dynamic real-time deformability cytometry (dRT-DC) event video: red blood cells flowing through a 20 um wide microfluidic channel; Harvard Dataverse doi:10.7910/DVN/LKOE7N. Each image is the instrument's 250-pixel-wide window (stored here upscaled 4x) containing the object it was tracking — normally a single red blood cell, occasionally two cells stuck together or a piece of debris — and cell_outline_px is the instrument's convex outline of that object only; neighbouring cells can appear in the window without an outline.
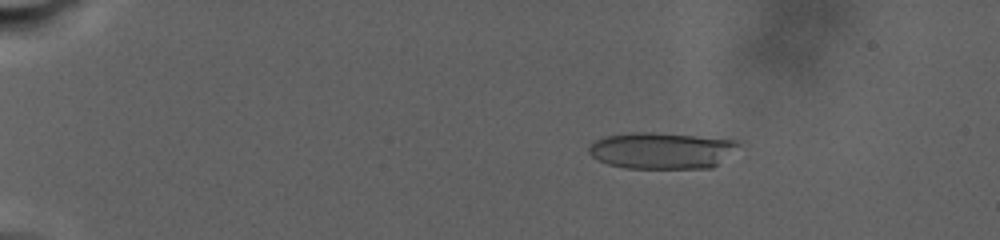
{"species": "human", "species_latin": "Homo sapiens", "temperature_condition": "warm", "stored_images_in_passage": 41, "camera_frame_rate_fps": 3000, "um_per_image_px": 0.085, "donor": {"sex": "male"}, "frame": {"image": 1, "passage_image": 1, "time_ms": 0.0, "image_size_px": [1000, 240], "cell_outline_px": [[740, 144], [712, 168], [624, 168], [608, 164], [592, 156], [588, 152], [588, 148], [596, 140], [604, 136], [632, 132], [652, 132], [736, 140]], "centroid_in_image_um": [56.18, 12.79], "position_along_channel_um": 28.8, "area_um2": 31.39}}
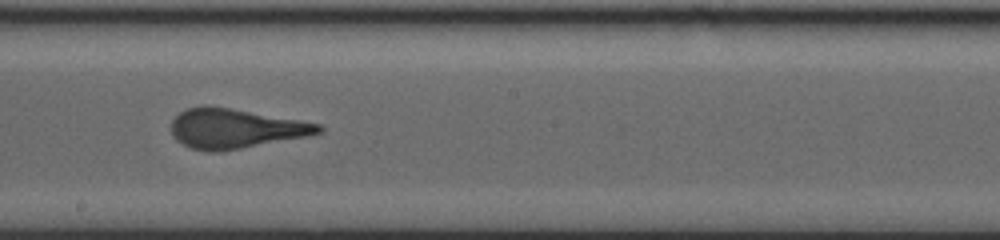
{"frame": {"image": 2, "passage_image": 22, "time_ms": 13.667, "image_size_px": [1000, 240], "cell_outline_px": [[324, 128], [320, 132], [308, 136], [220, 152], [208, 152], [192, 148], [176, 140], [172, 136], [172, 120], [180, 112], [188, 108], [204, 104], [228, 108], [320, 124]], "centroid_in_image_um": [19.95, 10.93], "position_along_channel_um": 228.2, "area_um2": 33.64}}
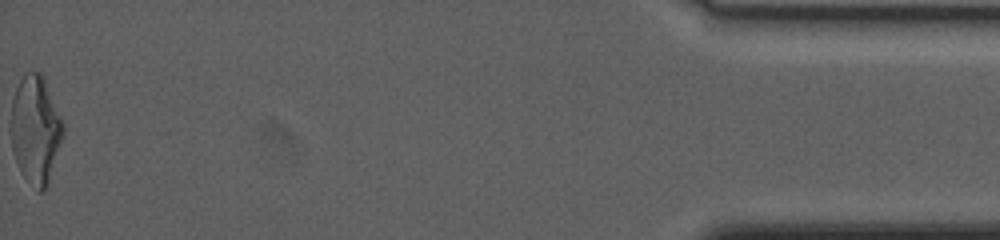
{"frame": {"image": 3, "passage_image": 41, "time_ms": 26.333, "image_size_px": [1000, 240], "cell_outline_px": [[64, 136], [48, 184], [40, 192], [20, 172], [12, 148], [12, 100], [16, 88], [24, 72], [32, 68], [40, 72], [44, 76], [64, 124]], "centroid_in_image_um": [3.05, 10.95], "position_along_channel_um": 432.2, "area_um2": 32.89}, "authors_computed_cell_mechanics": {"area_um2": 33.4084, "velocity_mm_per_s": 2.2504, "shape_relaxation_time_tau1_ms": null, "shape_relaxation_time_tau2_ms": 1.2216, "deformation_change_tau1": null, "deformation_change_tau2": 0.0942}}